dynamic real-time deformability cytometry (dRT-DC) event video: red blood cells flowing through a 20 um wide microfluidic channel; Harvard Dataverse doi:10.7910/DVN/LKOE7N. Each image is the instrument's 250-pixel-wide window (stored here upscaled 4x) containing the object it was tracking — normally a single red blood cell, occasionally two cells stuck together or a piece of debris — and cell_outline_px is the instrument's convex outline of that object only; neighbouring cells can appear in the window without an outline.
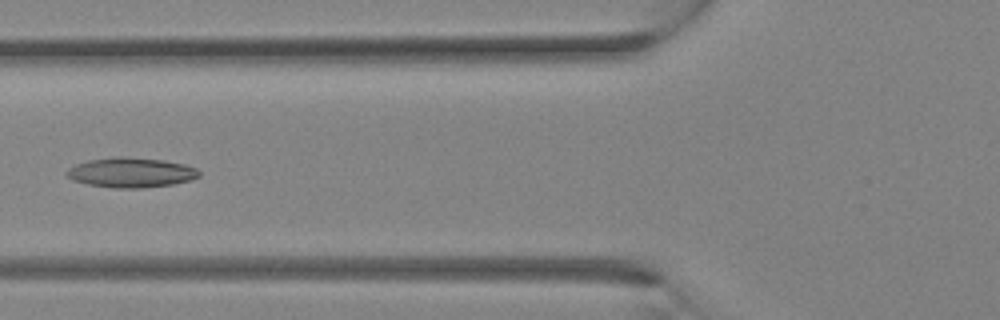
{"species": "Egyptian fruit bat (a non-hibernating species)", "species_latin": "Rousettus aegyptiacus", "temperature_condition": "room temperature", "stored_images_in_passage": 17, "camera_frame_rate_fps": 3000, "um_per_image_px": 0.085, "animal": {"sex": "female"}, "frame": {"image": 1, "passage_image": 8, "time_ms": 2.333, "image_size_px": [1000, 320], "cell_outline_px": [[200, 176], [188, 180], [172, 184], [140, 188], [112, 188], [88, 184], [72, 180], [64, 172], [68, 168], [76, 164], [88, 160], [120, 156], [124, 156], [164, 160], [184, 164], [196, 168], [200, 172]], "centroid_in_image_um": [11.11, 14.66], "position_along_channel_um": 114.7, "area_um2": 23.0}}
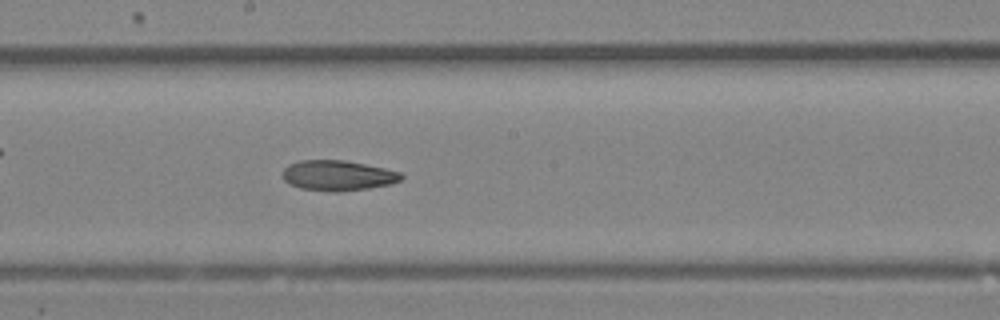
{"frame": {"image": 2, "passage_image": 13, "time_ms": 4.0, "image_size_px": [1000, 320], "cell_outline_px": [[404, 176], [400, 180], [392, 184], [368, 188], [340, 192], [332, 192], [300, 188], [288, 184], [280, 176], [280, 172], [288, 164], [300, 160], [344, 160], [384, 168], [400, 172]], "centroid_in_image_um": [28.66, 14.92], "position_along_channel_um": 219.5, "area_um2": 21.21}}
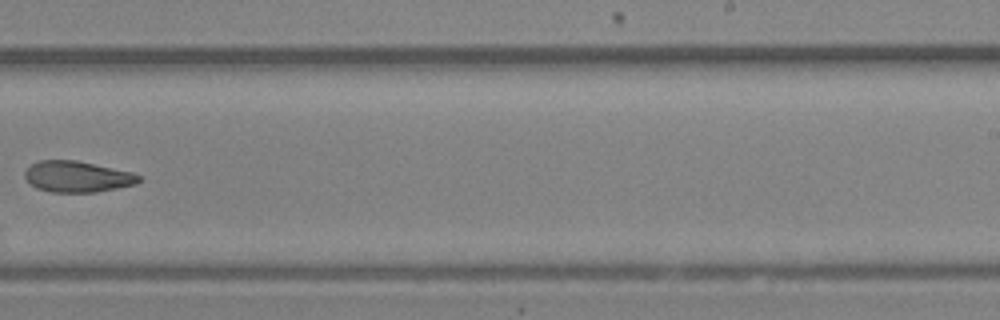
{"frame": {"image": 3, "passage_image": 16, "time_ms": 5.0, "image_size_px": [1000, 320], "cell_outline_px": [[140, 180], [136, 184], [96, 192], [52, 192], [36, 188], [24, 176], [24, 172], [32, 164], [40, 160], [76, 160], [132, 172], [140, 176]], "centroid_in_image_um": [6.57, 15.01], "position_along_channel_um": 282.4, "area_um2": 20.46}}